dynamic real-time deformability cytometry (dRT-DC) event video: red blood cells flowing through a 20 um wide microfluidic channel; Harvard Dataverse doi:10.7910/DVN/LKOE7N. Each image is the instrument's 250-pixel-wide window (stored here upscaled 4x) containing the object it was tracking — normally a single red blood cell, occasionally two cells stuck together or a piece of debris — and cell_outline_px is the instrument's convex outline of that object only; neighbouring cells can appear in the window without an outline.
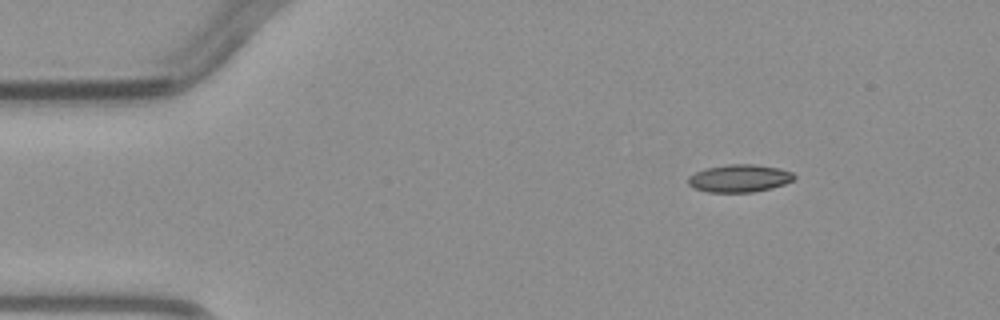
{"species": "common noctule bat (a hibernating species)", "species_latin": "Nyctalus noctula", "temperature_condition": "warm", "stored_images_in_passage": 3, "camera_frame_rate_fps": 3000, "um_per_image_px": 0.085, "animal": {"sex": "male", "body_mass_g": 23.1, "forearm_length_mm": 52.7}, "frame": {"image": 1, "passage_image": 1, "time_ms": 0.0, "image_size_px": [1000, 320], "cell_outline_px": [[796, 176], [792, 180], [784, 184], [772, 188], [752, 192], [708, 192], [696, 188], [688, 184], [688, 176], [696, 172], [708, 168], [728, 164], [756, 164], [780, 168], [792, 172]], "centroid_in_image_um": [62.87, 15.15], "position_along_channel_um": 22.1, "area_um2": 16.99}}
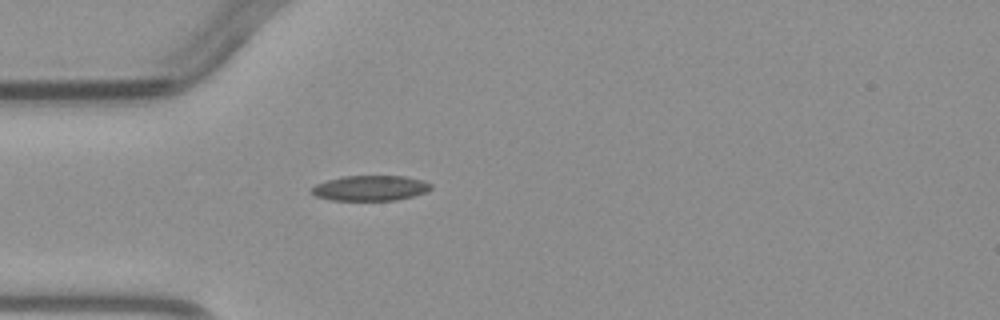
{"frame": {"image": 2, "passage_image": 3, "time_ms": 2.333, "image_size_px": [1000, 320], "cell_outline_px": [[432, 188], [428, 192], [396, 200], [332, 200], [316, 196], [308, 192], [308, 188], [316, 184], [328, 180], [344, 176], [404, 176], [424, 180], [432, 184]], "centroid_in_image_um": [31.47, 15.99], "position_along_channel_um": 53.5, "area_um2": 17.74}}